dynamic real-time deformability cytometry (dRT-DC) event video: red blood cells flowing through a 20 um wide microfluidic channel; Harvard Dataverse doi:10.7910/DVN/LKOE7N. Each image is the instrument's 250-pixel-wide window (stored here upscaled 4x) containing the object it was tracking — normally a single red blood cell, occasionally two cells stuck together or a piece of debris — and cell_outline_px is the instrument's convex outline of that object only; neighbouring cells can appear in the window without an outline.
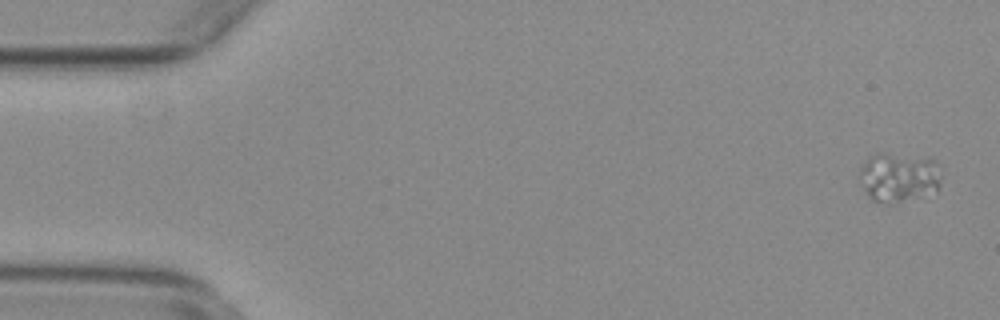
{"species": "common noctule bat (a hibernating species)", "species_latin": "Nyctalus noctula", "temperature_condition": "warm", "stored_images_in_passage": 16, "camera_frame_rate_fps": 3000, "um_per_image_px": 0.085, "animal": {"sex": "female", "body_mass_g": 29.2, "forearm_length_mm": 56.3}, "frame": {"image": 1, "passage_image": 1, "time_ms": 0.0, "image_size_px": [1000, 320], "cell_outline_px": [[940, 184], [936, 192], [888, 204], [872, 200], [864, 192], [860, 172], [860, 168], [868, 156], [876, 152], [884, 152], [928, 156], [936, 164], [940, 176]], "centroid_in_image_um": [76.38, 15.02], "position_along_channel_um": 8.6, "area_um2": 23.87}}
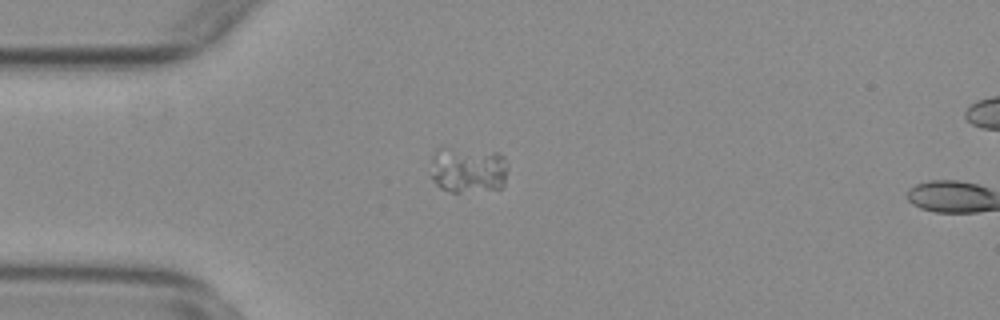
{"frame": {"image": 2, "passage_image": 14, "time_ms": 4.333, "image_size_px": [1000, 320], "cell_outline_px": [[508, 168], [504, 184], [500, 188], [460, 192], [452, 192], [440, 188], [432, 180], [432, 156], [436, 148], [440, 144], [500, 152], [504, 156]], "centroid_in_image_um": [39.77, 14.35], "position_along_channel_um": 45.2, "area_um2": 21.68}}